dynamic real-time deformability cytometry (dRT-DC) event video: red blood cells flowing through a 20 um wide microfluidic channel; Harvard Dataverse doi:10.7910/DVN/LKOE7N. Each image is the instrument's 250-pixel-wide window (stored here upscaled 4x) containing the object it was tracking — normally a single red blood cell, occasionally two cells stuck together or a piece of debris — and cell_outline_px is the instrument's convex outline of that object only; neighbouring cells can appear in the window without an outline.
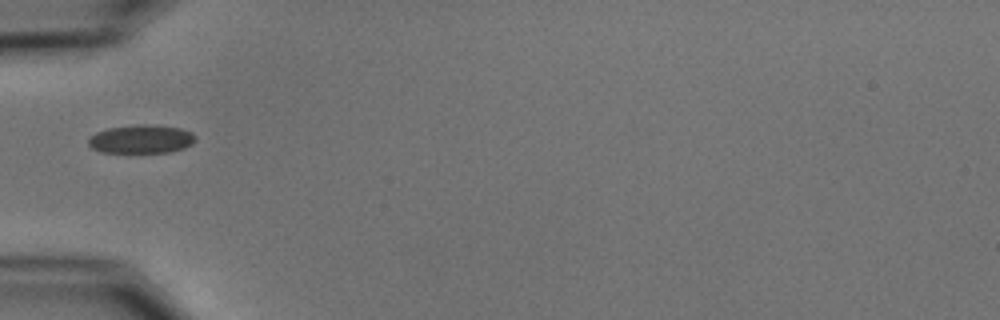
{"species": "common noctule bat (a hibernating species)", "species_latin": "Nyctalus noctula", "temperature_condition": "cold", "stored_images_in_passage": 4, "camera_frame_rate_fps": 3000, "um_per_image_px": 0.085, "animal": {"sex": "male", "body_mass_g": 15.6}, "frame": {"image": 1, "passage_image": 1, "time_ms": 0.0, "image_size_px": [1000, 320], "cell_outline_px": [[196, 140], [192, 144], [184, 148], [168, 152], [100, 152], [92, 148], [88, 144], [88, 136], [96, 132], [108, 128], [140, 124], [156, 124], [180, 128], [192, 132], [196, 136]], "centroid_in_image_um": [12.01, 11.81], "position_along_channel_um": 73.0, "area_um2": 17.98}}